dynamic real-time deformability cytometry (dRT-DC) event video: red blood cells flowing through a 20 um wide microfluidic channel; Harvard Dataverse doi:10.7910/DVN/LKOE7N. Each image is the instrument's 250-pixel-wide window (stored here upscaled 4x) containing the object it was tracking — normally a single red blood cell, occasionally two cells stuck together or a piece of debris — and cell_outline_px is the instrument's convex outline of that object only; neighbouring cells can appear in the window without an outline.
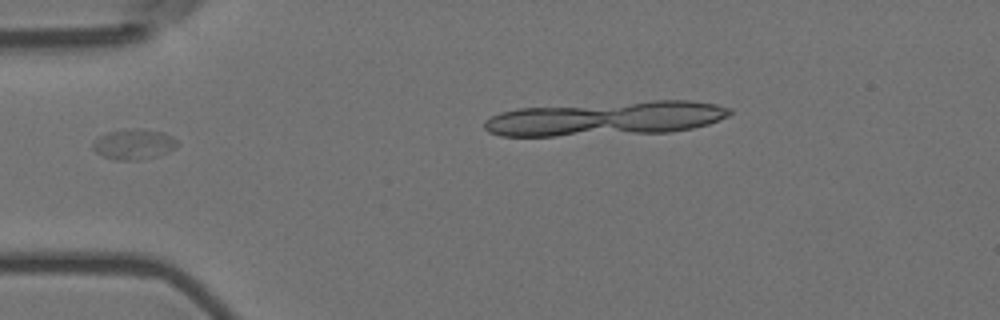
{"species": "Egyptian fruit bat (a non-hibernating species)", "species_latin": "Rousettus aegyptiacus", "temperature_condition": "room temperature", "stored_images_in_passage": 5, "segment_of_instrument_passage": [1, 2], "camera_frame_rate_fps": 3000, "um_per_image_px": 0.085, "animal": {"sex": "female"}, "frame": {"image": 1, "passage_image": 4, "time_ms": 1.0, "image_size_px": [1000, 320], "cell_outline_px": [[180, 144], [176, 148], [160, 156], [140, 160], [112, 160], [96, 152], [92, 148], [92, 140], [108, 132], [136, 128], [140, 128], [164, 132], [172, 136]], "centroid_in_image_um": [11.4, 12.27], "position_along_channel_um": 73.6, "area_um2": 15.26}}